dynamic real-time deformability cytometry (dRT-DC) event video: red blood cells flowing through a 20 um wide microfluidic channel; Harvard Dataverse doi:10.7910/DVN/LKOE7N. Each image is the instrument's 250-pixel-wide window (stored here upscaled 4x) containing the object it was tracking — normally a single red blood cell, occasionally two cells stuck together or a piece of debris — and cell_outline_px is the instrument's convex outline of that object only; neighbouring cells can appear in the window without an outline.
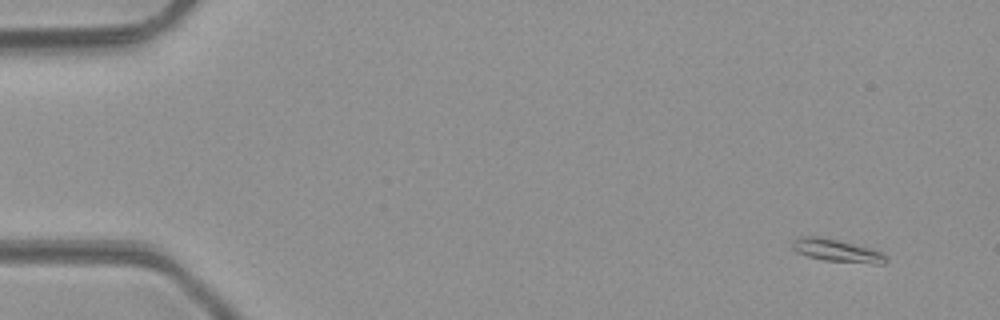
{"species": "common noctule bat (a hibernating species)", "species_latin": "Nyctalus noctula", "temperature_condition": "room temperature", "stored_images_in_passage": 50, "camera_frame_rate_fps": 3000, "um_per_image_px": 0.085, "animal": {"sex": "male", "body_mass_g": 23.1, "forearm_length_mm": 52.7}, "frame": {"image": 1, "passage_image": 4, "time_ms": 1.0, "image_size_px": [1000, 320], "cell_outline_px": [[888, 260], [884, 264], [872, 264], [824, 260], [808, 256], [796, 252], [792, 248], [792, 240], [796, 236], [824, 236], [872, 248], [880, 252]], "centroid_in_image_um": [71.1, 21.28], "position_along_channel_um": 13.9, "area_um2": 12.6}}
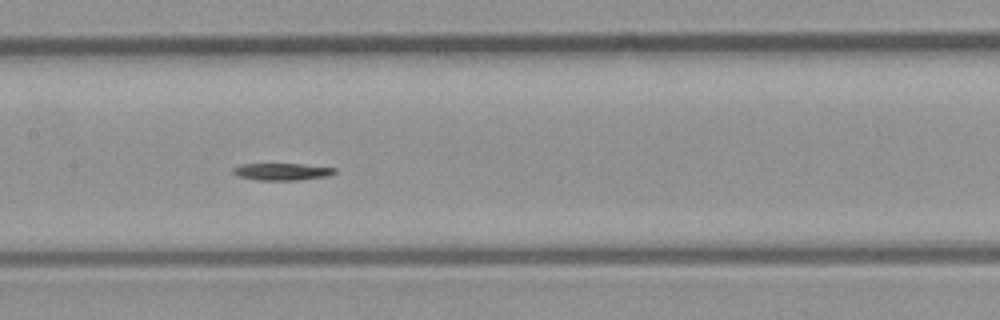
{"frame": {"image": 2, "passage_image": 25, "time_ms": 8.0, "image_size_px": [1000, 320], "cell_outline_px": [[336, 172], [328, 176], [300, 180], [256, 180], [236, 176], [232, 172], [232, 168], [240, 164], [300, 164], [336, 168]], "centroid_in_image_um": [23.93, 14.6], "position_along_channel_um": 183.5, "area_um2": 10.17}}
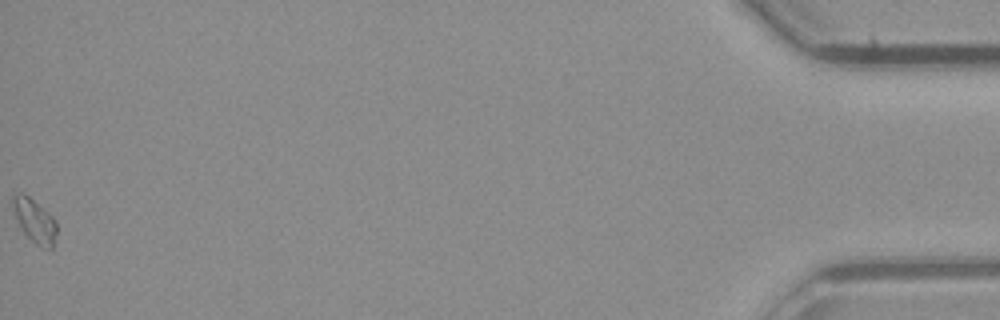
{"frame": {"image": 3, "passage_image": 50, "time_ms": 16.333, "image_size_px": [1000, 320], "cell_outline_px": [[56, 232], [52, 248], [44, 248], [36, 244], [24, 232], [16, 216], [12, 204], [12, 196], [16, 192], [24, 192], [48, 212], [56, 220]], "centroid_in_image_um": [2.94, 18.71], "position_along_channel_um": 432.3, "area_um2": 10.92}, "authors_computed_cell_mechanics": {"area_um2": 10.7508, "velocity_mm_per_s": 4.2455, "shape_relaxation_time_tau1_ms": 6.5448, "shape_relaxation_time_tau2_ms": null, "deformation_change_tau1": 0.1507, "deformation_change_tau2": null}}